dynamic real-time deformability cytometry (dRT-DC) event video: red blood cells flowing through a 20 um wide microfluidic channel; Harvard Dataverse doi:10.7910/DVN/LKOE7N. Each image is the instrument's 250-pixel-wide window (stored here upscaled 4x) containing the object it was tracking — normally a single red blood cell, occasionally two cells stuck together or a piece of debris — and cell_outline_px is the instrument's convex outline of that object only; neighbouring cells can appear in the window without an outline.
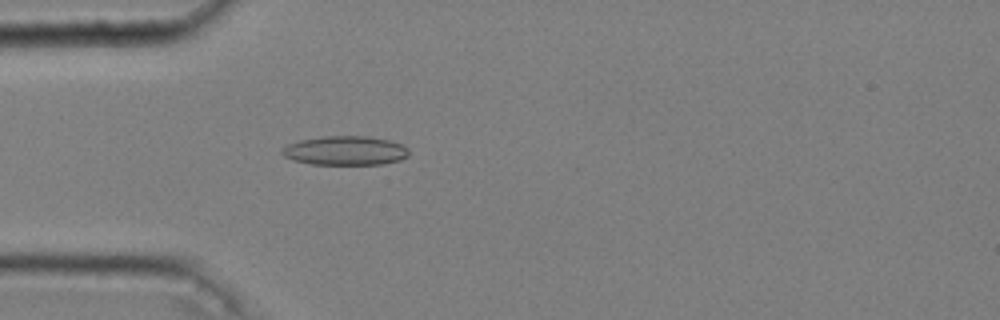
{"species": "common noctule bat (a hibernating species)", "species_latin": "Nyctalus noctula", "temperature_condition": "cold", "stored_images_in_passage": 38, "camera_frame_rate_fps": 3000, "um_per_image_px": 0.085, "animal": {"sex": "male", "body_mass_g": 20.4}, "frame": {"image": 1, "passage_image": 3, "time_ms": 0.667, "image_size_px": [1000, 320], "cell_outline_px": [[408, 156], [400, 160], [384, 164], [312, 164], [292, 160], [284, 156], [280, 152], [288, 144], [300, 140], [324, 136], [368, 136], [388, 140], [400, 144], [408, 148]], "centroid_in_image_um": [29.35, 12.8], "position_along_channel_um": 55.7, "area_um2": 21.44}}
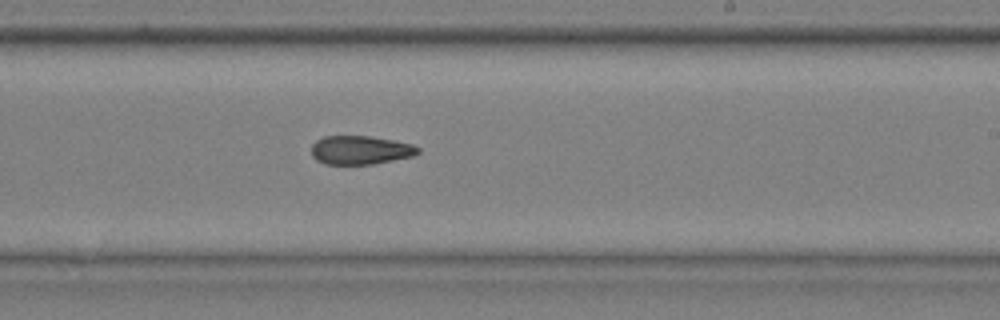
{"frame": {"image": 2, "passage_image": 20, "time_ms": 6.333, "image_size_px": [1000, 320], "cell_outline_px": [[420, 152], [412, 156], [372, 164], [324, 164], [316, 160], [312, 156], [312, 144], [316, 140], [324, 136], [368, 136], [392, 140], [412, 144], [420, 148]], "centroid_in_image_um": [30.61, 12.75], "position_along_channel_um": 258.4, "area_um2": 17.74}}
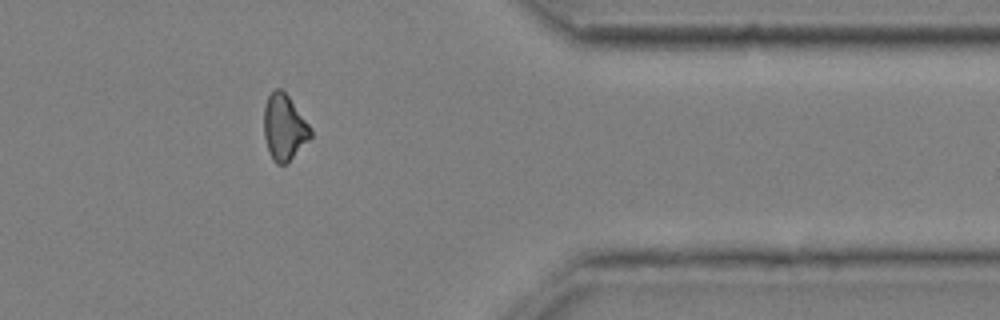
{"frame": {"image": 3, "passage_image": 32, "time_ms": 10.333, "image_size_px": [1000, 320], "cell_outline_px": [[312, 136], [284, 164], [276, 164], [272, 160], [268, 152], [264, 136], [264, 108], [268, 96], [276, 88], [280, 88], [288, 96], [312, 128]], "centroid_in_image_um": [24.14, 10.82], "position_along_channel_um": 387.3, "area_um2": 17.63}, "authors_computed_cell_mechanics": {"area_um2": 18.207, "velocity_mm_per_s": 3.6651, "shape_relaxation_time_tau1_ms": null, "shape_relaxation_time_tau2_ms": 6.3731, "deformation_change_tau1": null, "deformation_change_tau2": 0.1322}}